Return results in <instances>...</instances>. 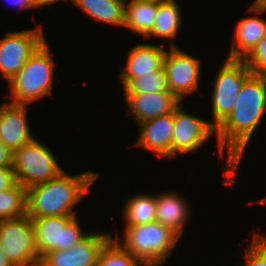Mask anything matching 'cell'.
Here are the masks:
<instances>
[{"mask_svg": "<svg viewBox=\"0 0 266 266\" xmlns=\"http://www.w3.org/2000/svg\"><path fill=\"white\" fill-rule=\"evenodd\" d=\"M170 44L171 48L165 55L163 68L168 90L182 102L187 94L199 91L201 61L180 50L175 43Z\"/></svg>", "mask_w": 266, "mask_h": 266, "instance_id": "30bf717a", "label": "cell"}, {"mask_svg": "<svg viewBox=\"0 0 266 266\" xmlns=\"http://www.w3.org/2000/svg\"><path fill=\"white\" fill-rule=\"evenodd\" d=\"M96 266H144L112 237L101 249Z\"/></svg>", "mask_w": 266, "mask_h": 266, "instance_id": "cb8c5ba5", "label": "cell"}, {"mask_svg": "<svg viewBox=\"0 0 266 266\" xmlns=\"http://www.w3.org/2000/svg\"><path fill=\"white\" fill-rule=\"evenodd\" d=\"M125 94H152L157 92H170L167 87L164 68L133 79L125 88Z\"/></svg>", "mask_w": 266, "mask_h": 266, "instance_id": "d4e9b609", "label": "cell"}, {"mask_svg": "<svg viewBox=\"0 0 266 266\" xmlns=\"http://www.w3.org/2000/svg\"><path fill=\"white\" fill-rule=\"evenodd\" d=\"M255 202L261 203V204H266V196L260 200H256V201H249V205L254 204Z\"/></svg>", "mask_w": 266, "mask_h": 266, "instance_id": "e575fe53", "label": "cell"}, {"mask_svg": "<svg viewBox=\"0 0 266 266\" xmlns=\"http://www.w3.org/2000/svg\"><path fill=\"white\" fill-rule=\"evenodd\" d=\"M158 5L139 0L125 3L124 27L145 38L153 29Z\"/></svg>", "mask_w": 266, "mask_h": 266, "instance_id": "ffe728a7", "label": "cell"}, {"mask_svg": "<svg viewBox=\"0 0 266 266\" xmlns=\"http://www.w3.org/2000/svg\"><path fill=\"white\" fill-rule=\"evenodd\" d=\"M100 173L87 171L68 175L65 171L56 178L26 189V214L31 219L53 216H77L79 204Z\"/></svg>", "mask_w": 266, "mask_h": 266, "instance_id": "7a4b0ae2", "label": "cell"}, {"mask_svg": "<svg viewBox=\"0 0 266 266\" xmlns=\"http://www.w3.org/2000/svg\"><path fill=\"white\" fill-rule=\"evenodd\" d=\"M178 2L173 0L158 5L157 16L152 31L144 38L160 37L175 39L180 31L182 23V12Z\"/></svg>", "mask_w": 266, "mask_h": 266, "instance_id": "44dd1931", "label": "cell"}, {"mask_svg": "<svg viewBox=\"0 0 266 266\" xmlns=\"http://www.w3.org/2000/svg\"><path fill=\"white\" fill-rule=\"evenodd\" d=\"M17 184L16 175L12 167L0 168V192L10 190Z\"/></svg>", "mask_w": 266, "mask_h": 266, "instance_id": "83f0119b", "label": "cell"}, {"mask_svg": "<svg viewBox=\"0 0 266 266\" xmlns=\"http://www.w3.org/2000/svg\"><path fill=\"white\" fill-rule=\"evenodd\" d=\"M189 208L184 197L177 192H164L156 195V221L173 230L180 237L189 219Z\"/></svg>", "mask_w": 266, "mask_h": 266, "instance_id": "ac0fdd59", "label": "cell"}, {"mask_svg": "<svg viewBox=\"0 0 266 266\" xmlns=\"http://www.w3.org/2000/svg\"><path fill=\"white\" fill-rule=\"evenodd\" d=\"M92 19L116 26H124L125 0H72Z\"/></svg>", "mask_w": 266, "mask_h": 266, "instance_id": "d6986e66", "label": "cell"}, {"mask_svg": "<svg viewBox=\"0 0 266 266\" xmlns=\"http://www.w3.org/2000/svg\"><path fill=\"white\" fill-rule=\"evenodd\" d=\"M139 1L160 5V4H163V3H166V2H170V1H173V0H139Z\"/></svg>", "mask_w": 266, "mask_h": 266, "instance_id": "836d02e7", "label": "cell"}, {"mask_svg": "<svg viewBox=\"0 0 266 266\" xmlns=\"http://www.w3.org/2000/svg\"><path fill=\"white\" fill-rule=\"evenodd\" d=\"M26 189L19 183L0 192V220L22 217L26 214Z\"/></svg>", "mask_w": 266, "mask_h": 266, "instance_id": "603a6c76", "label": "cell"}, {"mask_svg": "<svg viewBox=\"0 0 266 266\" xmlns=\"http://www.w3.org/2000/svg\"><path fill=\"white\" fill-rule=\"evenodd\" d=\"M0 266H13L0 246Z\"/></svg>", "mask_w": 266, "mask_h": 266, "instance_id": "d6a6232c", "label": "cell"}, {"mask_svg": "<svg viewBox=\"0 0 266 266\" xmlns=\"http://www.w3.org/2000/svg\"><path fill=\"white\" fill-rule=\"evenodd\" d=\"M12 4L16 5L17 7L19 6L20 9L22 10L23 8H33L32 5L30 4L29 0H12Z\"/></svg>", "mask_w": 266, "mask_h": 266, "instance_id": "1f68e13d", "label": "cell"}, {"mask_svg": "<svg viewBox=\"0 0 266 266\" xmlns=\"http://www.w3.org/2000/svg\"><path fill=\"white\" fill-rule=\"evenodd\" d=\"M245 266H266V236L254 234L251 245L245 248Z\"/></svg>", "mask_w": 266, "mask_h": 266, "instance_id": "484cf974", "label": "cell"}, {"mask_svg": "<svg viewBox=\"0 0 266 266\" xmlns=\"http://www.w3.org/2000/svg\"><path fill=\"white\" fill-rule=\"evenodd\" d=\"M266 112V79L263 75L252 74L238 94V99L229 116L215 129L218 156L223 157L227 147V165L224 182L233 184L245 148L263 120Z\"/></svg>", "mask_w": 266, "mask_h": 266, "instance_id": "6da1fadb", "label": "cell"}, {"mask_svg": "<svg viewBox=\"0 0 266 266\" xmlns=\"http://www.w3.org/2000/svg\"><path fill=\"white\" fill-rule=\"evenodd\" d=\"M47 41L8 82L10 103L28 105L52 93L55 62Z\"/></svg>", "mask_w": 266, "mask_h": 266, "instance_id": "277c9868", "label": "cell"}, {"mask_svg": "<svg viewBox=\"0 0 266 266\" xmlns=\"http://www.w3.org/2000/svg\"><path fill=\"white\" fill-rule=\"evenodd\" d=\"M27 105H0V142L12 153L34 139L26 118Z\"/></svg>", "mask_w": 266, "mask_h": 266, "instance_id": "4fadbf2b", "label": "cell"}, {"mask_svg": "<svg viewBox=\"0 0 266 266\" xmlns=\"http://www.w3.org/2000/svg\"><path fill=\"white\" fill-rule=\"evenodd\" d=\"M167 51L161 46L137 44L130 49L125 68L119 77L125 88L133 79L144 77L163 68Z\"/></svg>", "mask_w": 266, "mask_h": 266, "instance_id": "5bb4252c", "label": "cell"}, {"mask_svg": "<svg viewBox=\"0 0 266 266\" xmlns=\"http://www.w3.org/2000/svg\"><path fill=\"white\" fill-rule=\"evenodd\" d=\"M0 246L13 266H39L33 223L22 217L0 220Z\"/></svg>", "mask_w": 266, "mask_h": 266, "instance_id": "ba28073f", "label": "cell"}, {"mask_svg": "<svg viewBox=\"0 0 266 266\" xmlns=\"http://www.w3.org/2000/svg\"><path fill=\"white\" fill-rule=\"evenodd\" d=\"M112 237L111 233L91 232L71 248L47 252L39 266H96L101 249Z\"/></svg>", "mask_w": 266, "mask_h": 266, "instance_id": "7c38bea8", "label": "cell"}, {"mask_svg": "<svg viewBox=\"0 0 266 266\" xmlns=\"http://www.w3.org/2000/svg\"><path fill=\"white\" fill-rule=\"evenodd\" d=\"M249 13H262L266 11V0H255L248 9Z\"/></svg>", "mask_w": 266, "mask_h": 266, "instance_id": "f546056e", "label": "cell"}, {"mask_svg": "<svg viewBox=\"0 0 266 266\" xmlns=\"http://www.w3.org/2000/svg\"><path fill=\"white\" fill-rule=\"evenodd\" d=\"M124 205L125 226H137L156 221V195L138 194Z\"/></svg>", "mask_w": 266, "mask_h": 266, "instance_id": "7402d4cb", "label": "cell"}, {"mask_svg": "<svg viewBox=\"0 0 266 266\" xmlns=\"http://www.w3.org/2000/svg\"><path fill=\"white\" fill-rule=\"evenodd\" d=\"M212 92V126L216 129L232 112L244 82L252 75L244 60L228 59L218 69Z\"/></svg>", "mask_w": 266, "mask_h": 266, "instance_id": "8992f818", "label": "cell"}, {"mask_svg": "<svg viewBox=\"0 0 266 266\" xmlns=\"http://www.w3.org/2000/svg\"><path fill=\"white\" fill-rule=\"evenodd\" d=\"M53 152L37 139L13 152L12 168L17 183L25 189L56 178L64 171Z\"/></svg>", "mask_w": 266, "mask_h": 266, "instance_id": "5b68a950", "label": "cell"}, {"mask_svg": "<svg viewBox=\"0 0 266 266\" xmlns=\"http://www.w3.org/2000/svg\"><path fill=\"white\" fill-rule=\"evenodd\" d=\"M37 29L8 32L0 39V71L7 83L46 41L41 25Z\"/></svg>", "mask_w": 266, "mask_h": 266, "instance_id": "9c48e42d", "label": "cell"}, {"mask_svg": "<svg viewBox=\"0 0 266 266\" xmlns=\"http://www.w3.org/2000/svg\"><path fill=\"white\" fill-rule=\"evenodd\" d=\"M57 1H61V0H29L33 8H37V7L40 8L42 6H46L47 4H53Z\"/></svg>", "mask_w": 266, "mask_h": 266, "instance_id": "4dcf8cb0", "label": "cell"}, {"mask_svg": "<svg viewBox=\"0 0 266 266\" xmlns=\"http://www.w3.org/2000/svg\"><path fill=\"white\" fill-rule=\"evenodd\" d=\"M244 61L252 74L263 75L266 72V36Z\"/></svg>", "mask_w": 266, "mask_h": 266, "instance_id": "4316f807", "label": "cell"}, {"mask_svg": "<svg viewBox=\"0 0 266 266\" xmlns=\"http://www.w3.org/2000/svg\"><path fill=\"white\" fill-rule=\"evenodd\" d=\"M125 97L127 114H132L137 124L170 114L182 103L171 92L125 94Z\"/></svg>", "mask_w": 266, "mask_h": 266, "instance_id": "9a60e30c", "label": "cell"}, {"mask_svg": "<svg viewBox=\"0 0 266 266\" xmlns=\"http://www.w3.org/2000/svg\"><path fill=\"white\" fill-rule=\"evenodd\" d=\"M182 104L174 110L171 158L176 154H189L210 140L215 133L212 123L185 112Z\"/></svg>", "mask_w": 266, "mask_h": 266, "instance_id": "8fae6325", "label": "cell"}, {"mask_svg": "<svg viewBox=\"0 0 266 266\" xmlns=\"http://www.w3.org/2000/svg\"><path fill=\"white\" fill-rule=\"evenodd\" d=\"M77 217L53 216L31 219L36 250L40 258L47 252L71 248L89 234L82 232Z\"/></svg>", "mask_w": 266, "mask_h": 266, "instance_id": "52a82bcc", "label": "cell"}, {"mask_svg": "<svg viewBox=\"0 0 266 266\" xmlns=\"http://www.w3.org/2000/svg\"><path fill=\"white\" fill-rule=\"evenodd\" d=\"M173 122L174 111L138 124L140 134L134 146L152 151L159 157L171 158Z\"/></svg>", "mask_w": 266, "mask_h": 266, "instance_id": "2e32d148", "label": "cell"}, {"mask_svg": "<svg viewBox=\"0 0 266 266\" xmlns=\"http://www.w3.org/2000/svg\"><path fill=\"white\" fill-rule=\"evenodd\" d=\"M237 23L227 58L244 60L266 36V21L260 16H247Z\"/></svg>", "mask_w": 266, "mask_h": 266, "instance_id": "e0dca14e", "label": "cell"}, {"mask_svg": "<svg viewBox=\"0 0 266 266\" xmlns=\"http://www.w3.org/2000/svg\"><path fill=\"white\" fill-rule=\"evenodd\" d=\"M123 235V241L118 233L114 239L144 266L164 265L181 238L176 232L157 221L126 226Z\"/></svg>", "mask_w": 266, "mask_h": 266, "instance_id": "3957f363", "label": "cell"}, {"mask_svg": "<svg viewBox=\"0 0 266 266\" xmlns=\"http://www.w3.org/2000/svg\"><path fill=\"white\" fill-rule=\"evenodd\" d=\"M13 153L0 142V168L12 167Z\"/></svg>", "mask_w": 266, "mask_h": 266, "instance_id": "f1b7e54d", "label": "cell"}]
</instances>
